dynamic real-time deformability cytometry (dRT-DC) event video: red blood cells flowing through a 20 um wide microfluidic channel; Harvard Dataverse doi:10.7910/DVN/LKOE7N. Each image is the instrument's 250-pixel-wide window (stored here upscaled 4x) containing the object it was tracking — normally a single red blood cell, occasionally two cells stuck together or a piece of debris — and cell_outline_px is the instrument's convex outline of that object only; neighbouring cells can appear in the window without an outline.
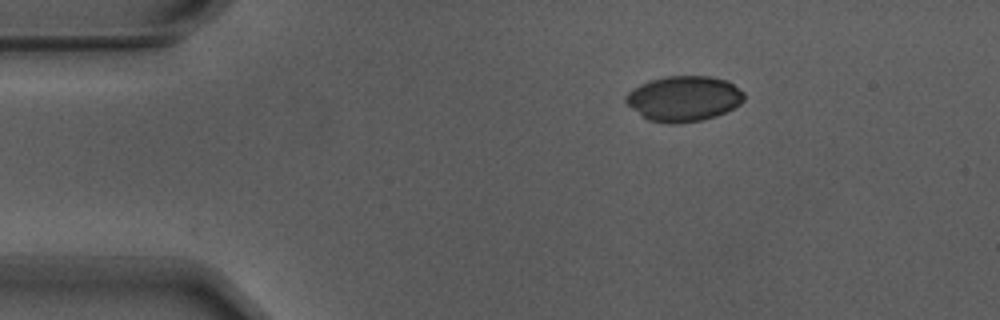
{"species": "Egyptian fruit bat (a non-hibernating species)", "species_latin": "Rousettus aegyptiacus", "temperature_condition": "warm", "stored_images_in_passage": 47, "camera_frame_rate_fps": 3000, "um_per_image_px": 0.085, "animal": {"sex": "male"}, "frame": {"image": 1, "passage_image": 1, "time_ms": 0.0, "image_size_px": [1000, 320], "cell_outline_px": [[744, 100], [740, 104], [716, 116], [700, 120], [676, 124], [668, 124], [648, 120], [632, 108], [624, 100], [624, 96], [632, 88], [640, 84], [652, 80], [668, 76], [708, 76], [728, 80], [744, 92]], "centroid_in_image_um": [58.12, 8.38], "position_along_channel_um": 26.9, "area_um2": 31.21}}
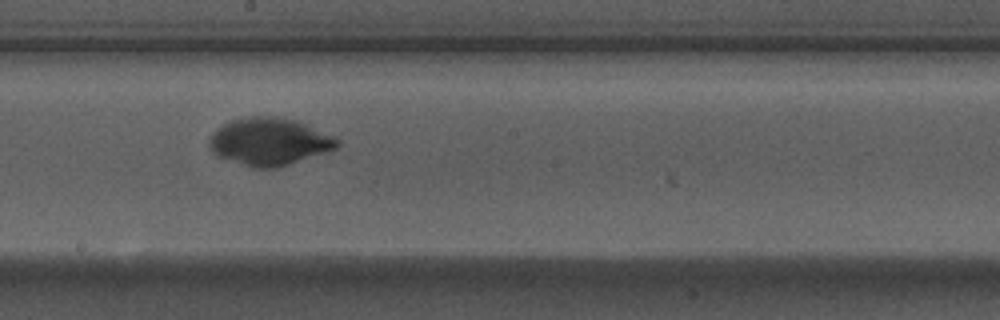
{"frame": {"image": 2, "passage_image": 22, "time_ms": 7.0, "image_size_px": [1000, 320], "cell_outline_px": [[340, 144], [336, 148], [276, 168], [252, 168], [216, 156], [212, 152], [208, 144], [208, 140], [212, 132], [216, 128], [232, 120], [252, 116], [272, 116], [296, 120], [332, 136], [340, 140]], "centroid_in_image_um": [22.83, 12.04], "position_along_channel_um": 225.4, "area_um2": 35.14}}
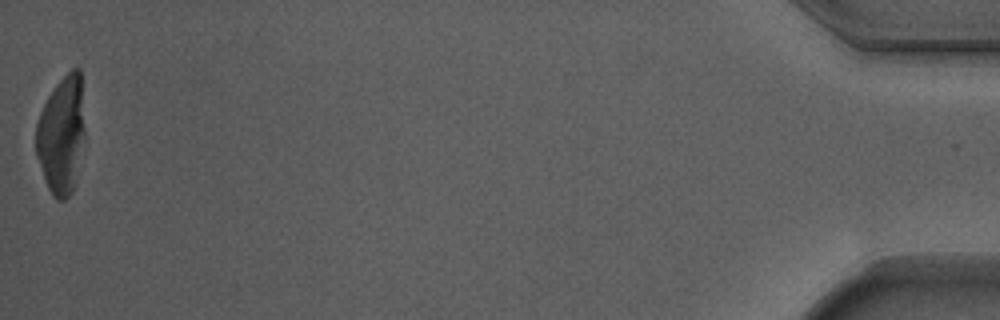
{"frame": {"image": 3, "passage_image": 47, "time_ms": 15.333, "image_size_px": [1000, 320], "cell_outline_px": [[84, 136], [72, 192], [64, 200], [56, 200], [52, 196], [48, 188], [36, 156], [36, 124], [40, 112], [48, 96], [56, 84], [72, 68], [80, 68], [84, 128]], "centroid_in_image_um": [5.21, 11.47], "position_along_channel_um": 430.0, "area_um2": 33.12}}